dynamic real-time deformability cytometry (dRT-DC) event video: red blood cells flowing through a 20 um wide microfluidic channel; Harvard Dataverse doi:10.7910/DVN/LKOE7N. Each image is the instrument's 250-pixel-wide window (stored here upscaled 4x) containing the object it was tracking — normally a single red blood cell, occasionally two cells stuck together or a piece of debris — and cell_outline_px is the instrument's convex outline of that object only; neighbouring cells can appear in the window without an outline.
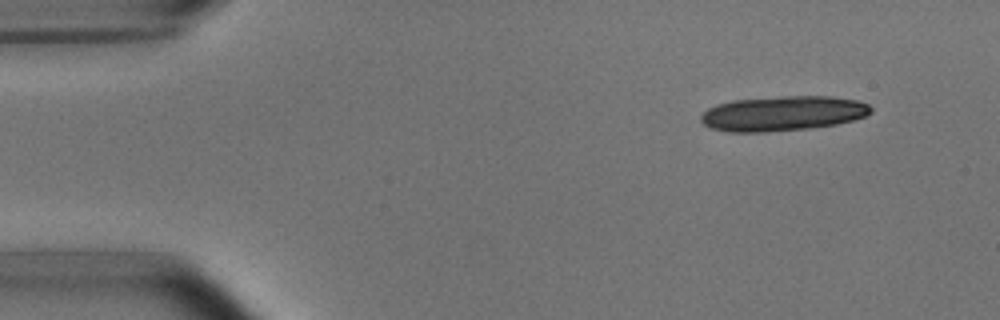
{"species": "common noctule bat (a hibernating species)", "species_latin": "Nyctalus noctula", "temperature_condition": "room temperature", "stored_images_in_passage": 3, "camera_frame_rate_fps": 3000, "um_per_image_px": 0.085, "animal": {"sex": "male", "body_mass_g": 15.6}, "frame": {"image": 1, "passage_image": 1, "time_ms": 0.0, "image_size_px": [1000, 320], "cell_outline_px": [[872, 112], [864, 116], [852, 120], [836, 124], [812, 128], [764, 132], [728, 132], [712, 128], [704, 124], [700, 120], [700, 116], [708, 108], [716, 104], [732, 100], [780, 96], [832, 96], [856, 100], [868, 104], [872, 108]], "centroid_in_image_um": [66.52, 9.64], "position_along_channel_um": 18.5, "area_um2": 34.68}}